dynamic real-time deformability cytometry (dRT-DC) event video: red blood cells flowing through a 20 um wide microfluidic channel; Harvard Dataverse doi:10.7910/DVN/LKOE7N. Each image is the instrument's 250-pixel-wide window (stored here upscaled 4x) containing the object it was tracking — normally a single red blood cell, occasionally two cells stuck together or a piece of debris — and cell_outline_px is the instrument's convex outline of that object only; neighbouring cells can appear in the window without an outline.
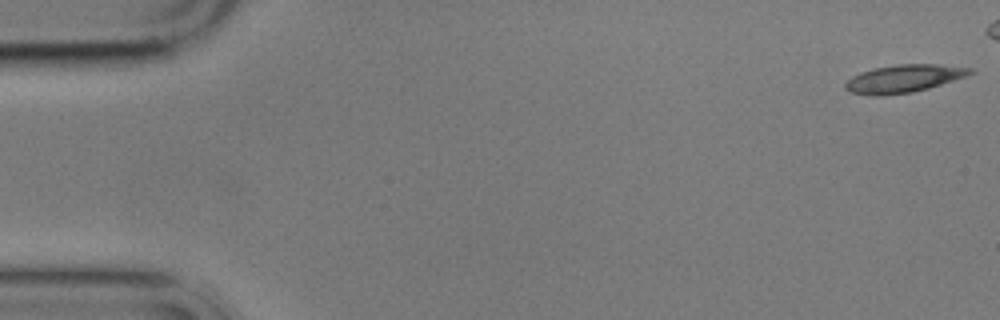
{"species": "common noctule bat (a hibernating species)", "species_latin": "Nyctalus noctula", "temperature_condition": "cold", "stored_images_in_passage": 5, "camera_frame_rate_fps": 3000, "um_per_image_px": 0.085, "animal": {"sex": "male", "body_mass_g": 17.9}, "frame": {"image": 1, "passage_image": 1, "time_ms": 0.0, "image_size_px": [1000, 320], "cell_outline_px": [[976, 72], [928, 88], [912, 92], [880, 96], [872, 96], [852, 92], [844, 88], [844, 84], [852, 76], [860, 72], [872, 68], [896, 64], [936, 64], [972, 68]], "centroid_in_image_um": [76.77, 6.67], "position_along_channel_um": 8.2, "area_um2": 20.11}}